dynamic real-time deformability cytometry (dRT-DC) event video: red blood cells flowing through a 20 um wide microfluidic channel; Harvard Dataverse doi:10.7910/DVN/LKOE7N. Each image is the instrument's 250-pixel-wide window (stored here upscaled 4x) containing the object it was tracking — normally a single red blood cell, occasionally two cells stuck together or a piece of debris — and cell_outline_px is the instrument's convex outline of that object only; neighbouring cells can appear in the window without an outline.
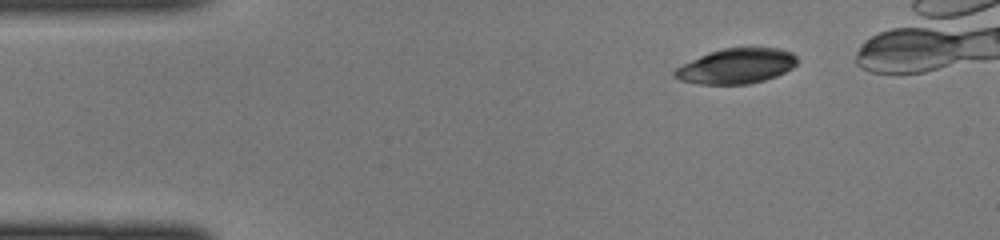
{"species": "common noctule bat (a hibernating species)", "species_latin": "Nyctalus noctula", "temperature_condition": "cold", "stored_images_in_passage": 32, "camera_frame_rate_fps": 3000, "um_per_image_px": 0.085, "animal": {"sex": "female", "body_mass_g": 22.0, "forearm_length_mm": 56.7}, "frame": {"image": 1, "passage_image": 1, "time_ms": 0.0, "image_size_px": [1000, 240], "cell_outline_px": [[796, 64], [792, 68], [776, 76], [764, 80], [748, 84], [700, 84], [680, 80], [672, 76], [672, 72], [676, 68], [708, 52], [724, 48], [780, 48], [792, 52], [796, 56]], "centroid_in_image_um": [62.58, 5.62], "position_along_channel_um": 22.4, "area_um2": 24.97}}